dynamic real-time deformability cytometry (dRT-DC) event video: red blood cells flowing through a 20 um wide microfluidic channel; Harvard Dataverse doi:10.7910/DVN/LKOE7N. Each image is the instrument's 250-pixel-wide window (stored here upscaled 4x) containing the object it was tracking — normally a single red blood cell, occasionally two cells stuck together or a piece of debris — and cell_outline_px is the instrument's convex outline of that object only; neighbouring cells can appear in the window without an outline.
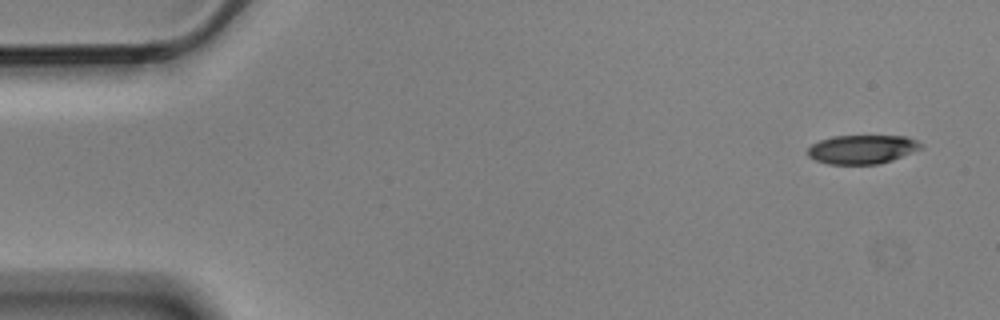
{"species": "Egyptian fruit bat (a non-hibernating species)", "species_latin": "Rousettus aegyptiacus", "temperature_condition": "cold", "stored_images_in_passage": 5, "camera_frame_rate_fps": 3000, "um_per_image_px": 0.085, "animal": {"sex": "male"}, "frame": {"image": 1, "passage_image": 1, "time_ms": 0.0, "image_size_px": [1000, 320], "cell_outline_px": [[924, 148], [892, 160], [876, 164], [828, 164], [816, 160], [808, 156], [808, 148], [812, 144], [820, 140], [832, 136], [904, 136], [916, 140]], "centroid_in_image_um": [73.28, 12.69], "position_along_channel_um": 11.7, "area_um2": 18.96}}